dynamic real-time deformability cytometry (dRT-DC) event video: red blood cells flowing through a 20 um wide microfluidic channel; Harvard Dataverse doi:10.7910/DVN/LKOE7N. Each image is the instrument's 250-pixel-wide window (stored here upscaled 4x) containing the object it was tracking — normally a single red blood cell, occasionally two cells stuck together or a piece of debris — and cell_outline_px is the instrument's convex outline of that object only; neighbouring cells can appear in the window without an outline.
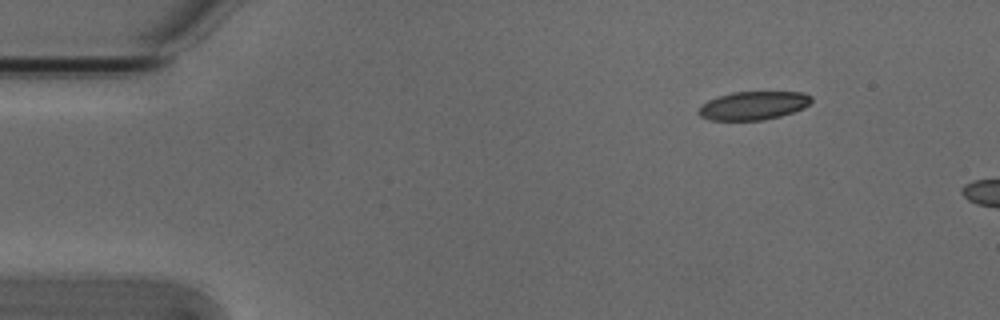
{"species": "Egyptian fruit bat (a non-hibernating species)", "species_latin": "Rousettus aegyptiacus", "temperature_condition": "cold", "stored_images_in_passage": 3, "camera_frame_rate_fps": 3000, "um_per_image_px": 0.085, "animal": {"sex": "male"}, "frame": {"image": 1, "passage_image": 1, "time_ms": 0.0, "image_size_px": [1000, 320], "cell_outline_px": [[812, 100], [804, 108], [780, 116], [760, 120], [708, 120], [700, 116], [696, 112], [700, 104], [708, 100], [732, 92], [804, 92], [812, 96]], "centroid_in_image_um": [64.0, 8.97], "position_along_channel_um": 21.0, "area_um2": 18.73}}